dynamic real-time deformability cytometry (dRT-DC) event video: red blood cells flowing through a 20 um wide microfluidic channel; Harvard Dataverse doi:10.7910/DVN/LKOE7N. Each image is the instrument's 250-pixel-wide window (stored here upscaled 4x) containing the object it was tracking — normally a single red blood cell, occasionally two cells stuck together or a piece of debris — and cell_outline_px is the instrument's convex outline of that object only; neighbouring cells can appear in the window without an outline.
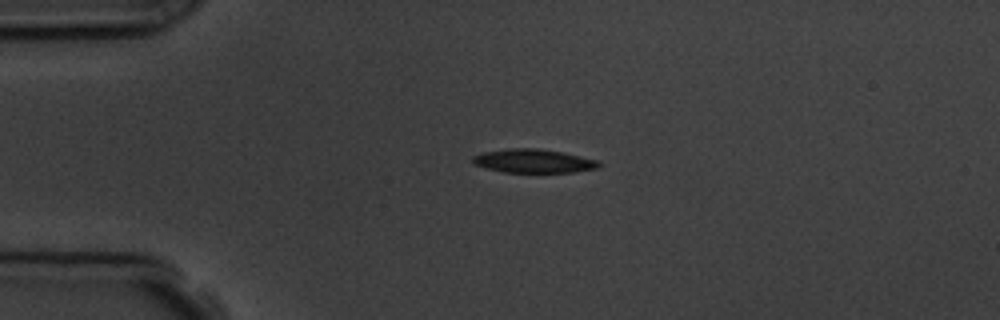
{"species": "common noctule bat (a hibernating species)", "species_latin": "Nyctalus noctula", "temperature_condition": "room temperature", "stored_images_in_passage": 1, "camera_frame_rate_fps": 3000, "um_per_image_px": 0.085, "animal": {"sex": "male", "body_mass_g": 19.5, "forearm_length_mm": 54.6}, "frame": {"image": 1, "passage_image": 1, "time_ms": 0.0, "image_size_px": [1000, 320], "cell_outline_px": [[604, 164], [600, 168], [576, 172], [504, 172], [488, 168], [476, 164], [472, 160], [472, 156], [484, 152], [508, 148], [536, 148], [564, 152], [596, 160]], "centroid_in_image_um": [45.42, 13.68], "position_along_channel_um": 39.6, "area_um2": 17.4}}